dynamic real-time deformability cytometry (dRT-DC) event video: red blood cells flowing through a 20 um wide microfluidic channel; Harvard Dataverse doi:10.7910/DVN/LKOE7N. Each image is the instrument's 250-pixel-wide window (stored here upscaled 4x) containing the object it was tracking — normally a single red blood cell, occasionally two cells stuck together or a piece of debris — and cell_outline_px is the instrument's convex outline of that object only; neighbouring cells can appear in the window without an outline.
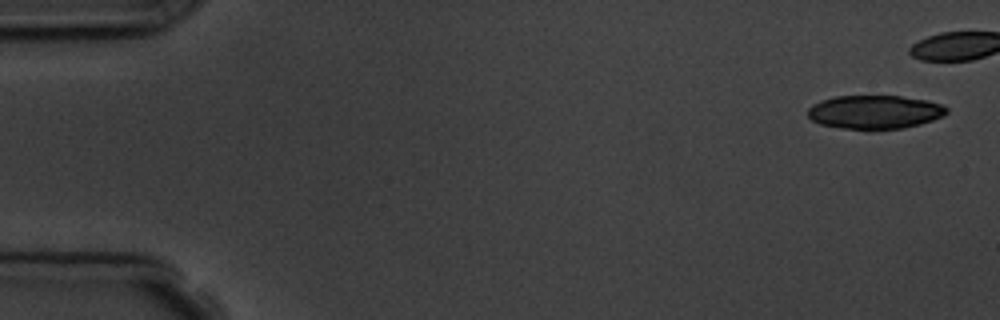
{"species": "common noctule bat (a hibernating species)", "species_latin": "Nyctalus noctula", "temperature_condition": "room temperature", "stored_images_in_passage": 10, "camera_frame_rate_fps": 3000, "um_per_image_px": 0.085, "animal": {"sex": "male", "body_mass_g": 19.5, "forearm_length_mm": 54.6}, "frame": {"image": 1, "passage_image": 1, "time_ms": 0.0, "image_size_px": [1000, 320], "cell_outline_px": [[948, 112], [944, 116], [920, 124], [904, 128], [844, 128], [820, 124], [812, 120], [808, 116], [808, 108], [812, 104], [820, 100], [836, 96], [900, 96], [928, 100], [944, 104], [948, 108]], "centroid_in_image_um": [74.38, 9.5], "position_along_channel_um": 10.6, "area_um2": 27.11}}
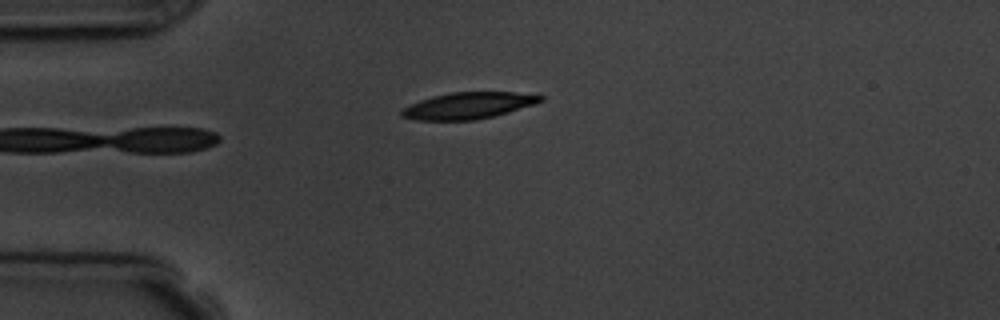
{"frame": {"image": 2, "passage_image": 5, "time_ms": 5.333, "image_size_px": [1000, 320], "cell_outline_px": [[544, 100], [536, 104], [508, 112], [476, 120], [416, 120], [400, 116], [400, 112], [404, 108], [420, 100], [432, 96], [452, 92], [540, 92], [544, 96]], "centroid_in_image_um": [39.91, 8.96], "position_along_channel_um": 45.1, "area_um2": 21.73}}